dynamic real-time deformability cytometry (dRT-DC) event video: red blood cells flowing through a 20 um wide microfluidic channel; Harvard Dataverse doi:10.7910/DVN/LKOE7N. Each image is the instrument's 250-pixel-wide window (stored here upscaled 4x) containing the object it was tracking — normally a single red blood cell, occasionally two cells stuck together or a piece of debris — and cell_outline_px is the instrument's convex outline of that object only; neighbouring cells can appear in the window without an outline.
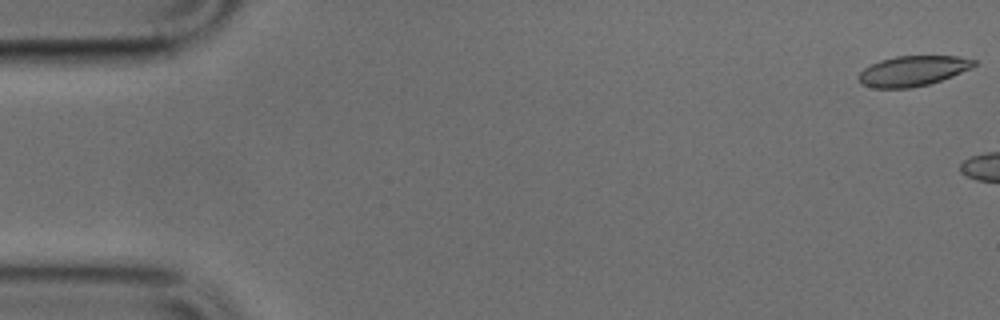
{"species": "common noctule bat (a hibernating species)", "species_latin": "Nyctalus noctula", "temperature_condition": "cold", "stored_images_in_passage": 5, "camera_frame_rate_fps": 3000, "um_per_image_px": 0.085, "animal": {"sex": "male", "body_mass_g": 17.9, "forearm_length_mm": 54.2}, "frame": {"image": 1, "passage_image": 1, "time_ms": 0.0, "image_size_px": [1000, 320], "cell_outline_px": [[976, 64], [972, 68], [952, 76], [928, 84], [912, 88], [876, 88], [860, 84], [860, 72], [864, 68], [880, 60], [896, 56], [960, 56], [976, 60]], "centroid_in_image_um": [77.61, 6.02], "position_along_channel_um": 7.4, "area_um2": 20.23}}